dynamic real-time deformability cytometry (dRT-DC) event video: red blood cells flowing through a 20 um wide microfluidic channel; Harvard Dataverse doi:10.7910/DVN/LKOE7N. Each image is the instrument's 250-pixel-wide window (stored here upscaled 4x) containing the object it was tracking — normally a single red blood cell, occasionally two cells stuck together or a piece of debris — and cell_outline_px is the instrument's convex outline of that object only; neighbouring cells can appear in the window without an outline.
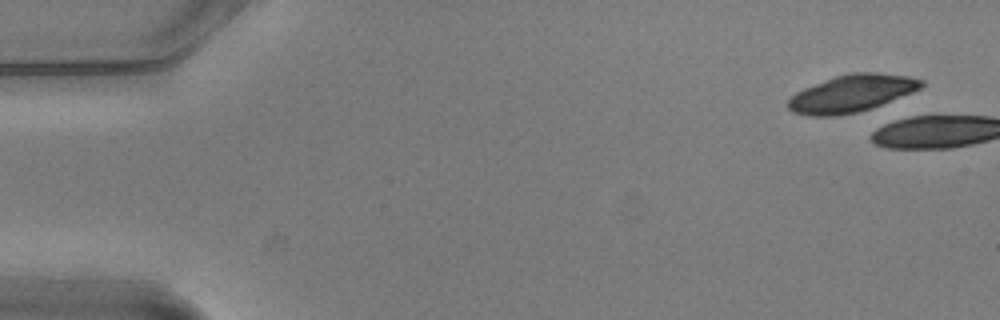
{"species": "common noctule bat (a hibernating species)", "species_latin": "Nyctalus noctula", "temperature_condition": "warm", "stored_images_in_passage": 2, "camera_frame_rate_fps": 3000, "um_per_image_px": 0.085, "animal": {"sex": "male", "body_mass_g": 20.5, "forearm_length_mm": 52.5}, "frame": {"image": 1, "passage_image": 1, "time_ms": 0.0, "image_size_px": [1000, 320], "cell_outline_px": [[924, 84], [920, 88], [912, 92], [872, 108], [856, 112], [836, 116], [808, 116], [792, 112], [788, 108], [788, 100], [796, 92], [804, 88], [836, 76], [852, 72], [876, 72], [908, 76], [924, 80]], "centroid_in_image_um": [72.38, 7.94], "position_along_channel_um": 12.6, "area_um2": 28.73}}